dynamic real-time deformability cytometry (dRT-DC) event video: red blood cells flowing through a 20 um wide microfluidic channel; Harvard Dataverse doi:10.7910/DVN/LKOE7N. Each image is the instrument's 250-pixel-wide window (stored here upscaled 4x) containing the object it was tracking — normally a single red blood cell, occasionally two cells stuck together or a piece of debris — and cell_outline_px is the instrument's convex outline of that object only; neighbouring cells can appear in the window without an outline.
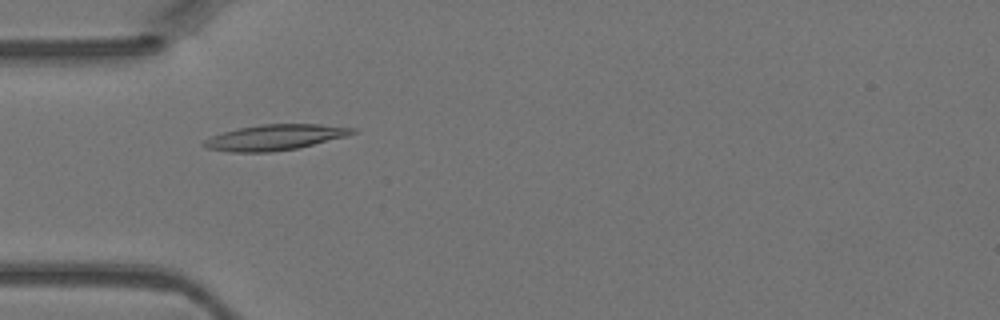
{"species": "Egyptian fruit bat (a non-hibernating species)", "species_latin": "Rousettus aegyptiacus", "temperature_condition": "warm", "stored_images_in_passage": 31, "camera_frame_rate_fps": 3000, "um_per_image_px": 0.085, "animal": {"sex": "female"}, "frame": {"image": 1, "passage_image": 1, "time_ms": 0.0, "image_size_px": [1000, 320], "cell_outline_px": [[356, 132], [348, 136], [296, 148], [272, 152], [228, 152], [208, 148], [200, 144], [204, 140], [212, 136], [236, 128], [260, 124], [320, 124], [356, 128]], "centroid_in_image_um": [23.36, 11.67], "position_along_channel_um": 61.6, "area_um2": 22.2}}
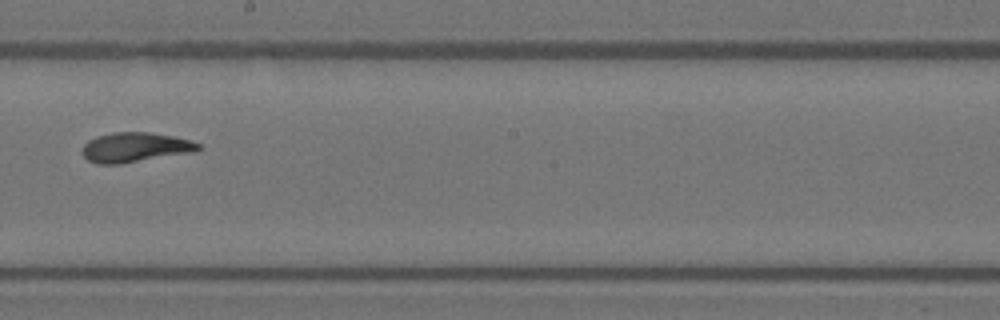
{"frame": {"image": 2, "passage_image": 13, "time_ms": 4.0, "image_size_px": [1000, 320], "cell_outline_px": [[204, 148], [196, 152], [120, 164], [96, 164], [88, 160], [80, 152], [84, 144], [88, 140], [96, 136], [112, 132], [148, 132], [172, 136], [188, 140], [200, 144]], "centroid_in_image_um": [11.48, 12.53], "position_along_channel_um": 236.7, "area_um2": 20.35}}
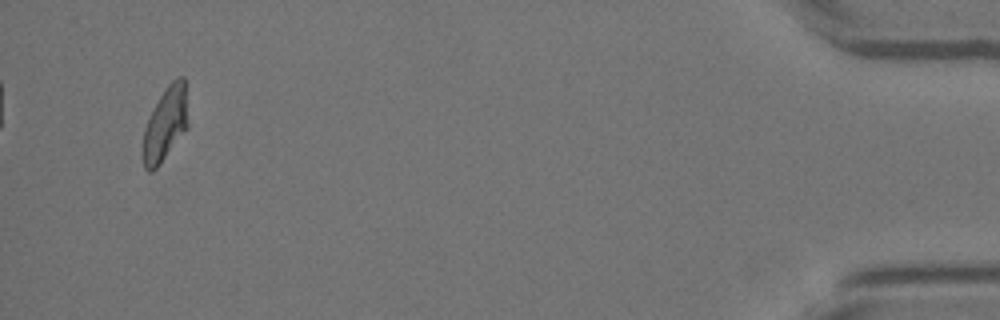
{"frame": {"image": 3, "passage_image": 31, "time_ms": 10.0, "image_size_px": [1000, 320], "cell_outline_px": [[188, 128], [160, 164], [152, 172], [148, 172], [144, 168], [140, 156], [140, 152], [144, 128], [160, 96], [168, 84], [176, 76], [184, 76], [188, 124]], "centroid_in_image_um": [14.02, 10.61], "position_along_channel_um": 421.2, "area_um2": 19.71}}